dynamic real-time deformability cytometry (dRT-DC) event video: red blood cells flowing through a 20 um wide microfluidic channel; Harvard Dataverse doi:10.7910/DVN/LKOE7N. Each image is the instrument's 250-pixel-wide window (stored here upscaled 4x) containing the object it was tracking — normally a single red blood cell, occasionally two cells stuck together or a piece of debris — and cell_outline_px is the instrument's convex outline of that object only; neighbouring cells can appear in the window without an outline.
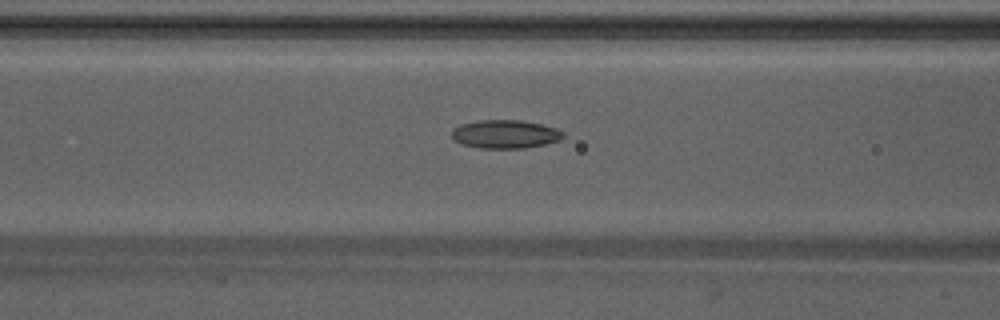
{"species": "Egyptian fruit bat (a non-hibernating species)", "species_latin": "Rousettus aegyptiacus", "temperature_condition": "warm", "stored_images_in_passage": 44, "camera_frame_rate_fps": 3000, "um_per_image_px": 0.085, "animal": {"sex": "male"}, "frame": {"image": 1, "passage_image": 21, "time_ms": 6.667, "image_size_px": [1000, 320], "cell_outline_px": [[564, 136], [560, 140], [544, 144], [524, 148], [480, 148], [460, 144], [452, 140], [452, 128], [460, 124], [480, 120], [520, 120], [540, 124], [556, 128], [564, 132]], "centroid_in_image_um": [42.9, 11.4], "position_along_channel_um": 123.7, "area_um2": 18.55}}
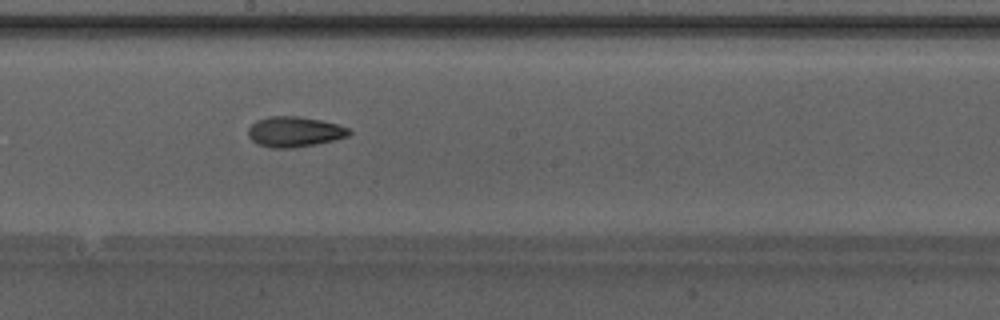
{"frame": {"image": 2, "passage_image": 28, "time_ms": 9.0, "image_size_px": [1000, 320], "cell_outline_px": [[352, 132], [348, 136], [316, 144], [292, 148], [272, 148], [256, 144], [248, 136], [248, 128], [256, 120], [268, 116], [300, 116], [320, 120], [336, 124], [348, 128]], "centroid_in_image_um": [24.99, 11.2], "position_along_channel_um": 223.2, "area_um2": 17.86}}
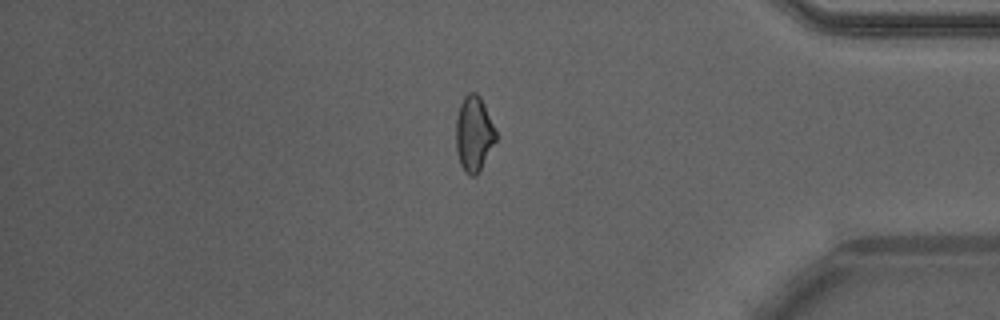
{"frame": {"image": 3, "passage_image": 42, "time_ms": 13.667, "image_size_px": [1000, 320], "cell_outline_px": [[496, 140], [476, 176], [472, 176], [464, 172], [460, 164], [456, 152], [456, 116], [460, 104], [464, 96], [468, 92], [476, 92], [480, 96], [484, 104], [496, 132]], "centroid_in_image_um": [40.25, 11.36], "position_along_channel_um": 394.9, "area_um2": 17.46}}